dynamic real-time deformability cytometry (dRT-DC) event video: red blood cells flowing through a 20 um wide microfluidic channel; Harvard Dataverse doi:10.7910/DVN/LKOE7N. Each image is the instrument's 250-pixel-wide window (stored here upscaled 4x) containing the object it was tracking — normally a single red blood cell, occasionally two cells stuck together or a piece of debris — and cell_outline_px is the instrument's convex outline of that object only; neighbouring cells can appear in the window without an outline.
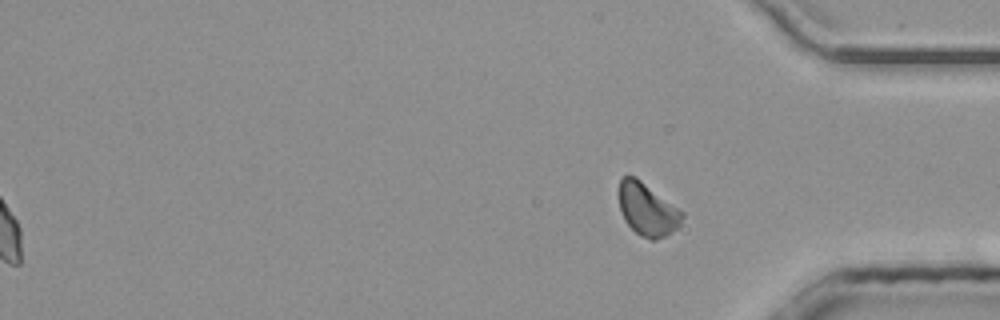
{"species": "common noctule bat (a hibernating species)", "species_latin": "Nyctalus noctula", "temperature_condition": "room temperature", "stored_images_in_passage": 51, "segment_of_instrument_passage": [2, 2], "camera_frame_rate_fps": 3000, "um_per_image_px": 0.085, "animal": {"sex": "male", "body_mass_g": 20.4}, "frame": {"image": 1, "passage_image": 51, "time_ms": 16.667, "image_size_px": [1000, 320], "cell_outline_px": [[684, 216], [680, 224], [672, 232], [656, 240], [652, 240], [640, 236], [624, 220], [620, 208], [620, 176], [636, 176], [680, 208], [684, 212]], "centroid_in_image_um": [55.05, 17.79], "position_along_channel_um": 380.1, "area_um2": 19.48}}